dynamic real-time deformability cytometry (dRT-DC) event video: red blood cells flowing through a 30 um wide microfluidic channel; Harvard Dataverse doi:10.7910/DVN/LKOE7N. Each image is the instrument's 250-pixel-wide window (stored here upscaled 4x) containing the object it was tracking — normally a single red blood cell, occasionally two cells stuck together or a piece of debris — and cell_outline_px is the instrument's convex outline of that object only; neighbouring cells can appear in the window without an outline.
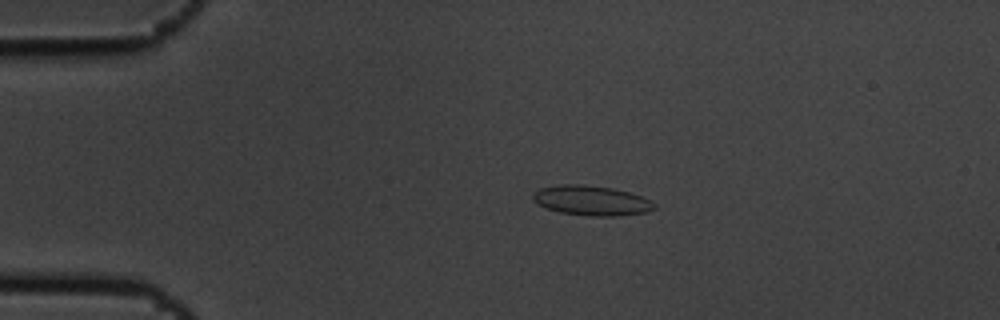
{"species": "common noctule bat (a hibernating species)", "species_latin": "Nyctalus noctula", "temperature_condition": "cold", "stored_images_in_passage": 9, "camera_frame_rate_fps": 3000, "um_per_image_px": 0.085, "animal": {"sex": "male", "body_mass_g": 19.5, "forearm_length_mm": 54.6}, "frame": {"image": 1, "passage_image": 3, "time_ms": 0.667, "image_size_px": [1000, 320], "cell_outline_px": [[656, 208], [644, 212], [620, 216], [588, 216], [560, 212], [536, 204], [532, 200], [532, 192], [540, 188], [560, 184], [584, 184], [612, 188], [628, 192], [640, 196], [656, 204]], "centroid_in_image_um": [50.22, 17.04], "position_along_channel_um": 34.8, "area_um2": 21.15}}
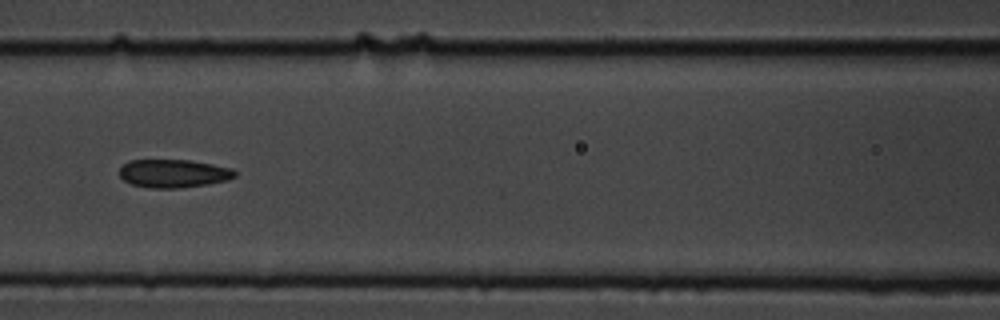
{"frame": {"image": 2, "passage_image": 7, "time_ms": 2.0, "image_size_px": [1000, 320], "cell_outline_px": [[236, 176], [228, 180], [208, 184], [180, 188], [152, 188], [132, 184], [124, 180], [120, 176], [120, 168], [128, 160], [192, 160], [232, 168], [236, 172]], "centroid_in_image_um": [14.77, 14.74], "position_along_channel_um": 151.8, "area_um2": 19.02}}
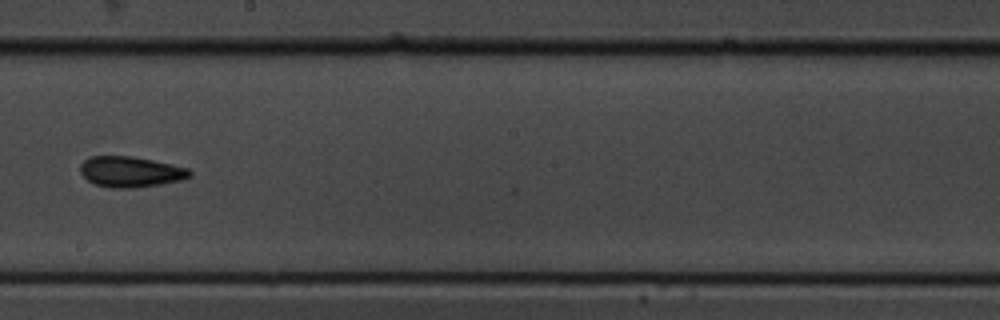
{"frame": {"image": 3, "passage_image": 9, "time_ms": 2.667, "image_size_px": [1000, 320], "cell_outline_px": [[192, 176], [180, 180], [160, 184], [136, 188], [108, 188], [96, 184], [88, 180], [80, 172], [80, 164], [84, 160], [92, 156], [132, 156], [172, 164], [188, 168], [192, 172]], "centroid_in_image_um": [11.1, 14.6], "position_along_channel_um": 237.1, "area_um2": 19.59}}